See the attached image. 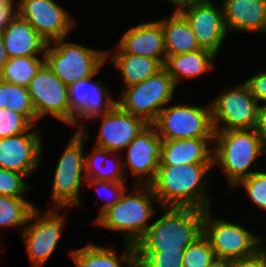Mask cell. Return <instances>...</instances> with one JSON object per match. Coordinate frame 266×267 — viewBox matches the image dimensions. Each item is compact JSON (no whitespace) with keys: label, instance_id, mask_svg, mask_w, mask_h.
Segmentation results:
<instances>
[{"label":"cell","instance_id":"obj_1","mask_svg":"<svg viewBox=\"0 0 266 267\" xmlns=\"http://www.w3.org/2000/svg\"><path fill=\"white\" fill-rule=\"evenodd\" d=\"M213 164L159 165L149 184L160 207L212 209L209 185Z\"/></svg>","mask_w":266,"mask_h":267},{"label":"cell","instance_id":"obj_2","mask_svg":"<svg viewBox=\"0 0 266 267\" xmlns=\"http://www.w3.org/2000/svg\"><path fill=\"white\" fill-rule=\"evenodd\" d=\"M160 210L163 214L135 244V252L185 250L203 234L206 210L193 207H160Z\"/></svg>","mask_w":266,"mask_h":267},{"label":"cell","instance_id":"obj_3","mask_svg":"<svg viewBox=\"0 0 266 267\" xmlns=\"http://www.w3.org/2000/svg\"><path fill=\"white\" fill-rule=\"evenodd\" d=\"M135 190L128 193V189L121 199L104 211L94 224L111 232H120L124 243L135 245L150 227V219L154 217V204L159 206L150 185H134ZM155 207V208H154Z\"/></svg>","mask_w":266,"mask_h":267},{"label":"cell","instance_id":"obj_4","mask_svg":"<svg viewBox=\"0 0 266 267\" xmlns=\"http://www.w3.org/2000/svg\"><path fill=\"white\" fill-rule=\"evenodd\" d=\"M213 167L219 166L232 188L256 171L251 170L264 156V143L255 129L214 130ZM256 161V162H255Z\"/></svg>","mask_w":266,"mask_h":267},{"label":"cell","instance_id":"obj_5","mask_svg":"<svg viewBox=\"0 0 266 267\" xmlns=\"http://www.w3.org/2000/svg\"><path fill=\"white\" fill-rule=\"evenodd\" d=\"M207 209L203 219V235L209 240L211 248L220 264L255 258L265 249V238H260L227 219L217 218Z\"/></svg>","mask_w":266,"mask_h":267},{"label":"cell","instance_id":"obj_6","mask_svg":"<svg viewBox=\"0 0 266 267\" xmlns=\"http://www.w3.org/2000/svg\"><path fill=\"white\" fill-rule=\"evenodd\" d=\"M85 129L74 131L56 162L50 194L53 208L71 209L82 205L80 191L86 182L84 143L89 137Z\"/></svg>","mask_w":266,"mask_h":267},{"label":"cell","instance_id":"obj_7","mask_svg":"<svg viewBox=\"0 0 266 267\" xmlns=\"http://www.w3.org/2000/svg\"><path fill=\"white\" fill-rule=\"evenodd\" d=\"M59 39L47 44L45 64L68 87L81 79L98 75L107 63L106 51Z\"/></svg>","mask_w":266,"mask_h":267},{"label":"cell","instance_id":"obj_8","mask_svg":"<svg viewBox=\"0 0 266 267\" xmlns=\"http://www.w3.org/2000/svg\"><path fill=\"white\" fill-rule=\"evenodd\" d=\"M176 87L172 77L163 68L141 83L122 88L117 105L152 124L160 111L171 104Z\"/></svg>","mask_w":266,"mask_h":267},{"label":"cell","instance_id":"obj_9","mask_svg":"<svg viewBox=\"0 0 266 267\" xmlns=\"http://www.w3.org/2000/svg\"><path fill=\"white\" fill-rule=\"evenodd\" d=\"M162 140L214 138L211 105L177 103L165 106L152 123Z\"/></svg>","mask_w":266,"mask_h":267},{"label":"cell","instance_id":"obj_10","mask_svg":"<svg viewBox=\"0 0 266 267\" xmlns=\"http://www.w3.org/2000/svg\"><path fill=\"white\" fill-rule=\"evenodd\" d=\"M60 211L61 208L50 207L40 212L37 206L29 216L21 236L33 267H42L59 244L67 222L66 213Z\"/></svg>","mask_w":266,"mask_h":267},{"label":"cell","instance_id":"obj_11","mask_svg":"<svg viewBox=\"0 0 266 267\" xmlns=\"http://www.w3.org/2000/svg\"><path fill=\"white\" fill-rule=\"evenodd\" d=\"M210 101L214 130L255 129L259 104L243 81Z\"/></svg>","mask_w":266,"mask_h":267},{"label":"cell","instance_id":"obj_12","mask_svg":"<svg viewBox=\"0 0 266 267\" xmlns=\"http://www.w3.org/2000/svg\"><path fill=\"white\" fill-rule=\"evenodd\" d=\"M212 0H178L175 9L186 19L199 46L216 56L228 34L222 5Z\"/></svg>","mask_w":266,"mask_h":267},{"label":"cell","instance_id":"obj_13","mask_svg":"<svg viewBox=\"0 0 266 267\" xmlns=\"http://www.w3.org/2000/svg\"><path fill=\"white\" fill-rule=\"evenodd\" d=\"M27 89L38 121L49 115L75 129L68 87L46 64L32 78Z\"/></svg>","mask_w":266,"mask_h":267},{"label":"cell","instance_id":"obj_14","mask_svg":"<svg viewBox=\"0 0 266 267\" xmlns=\"http://www.w3.org/2000/svg\"><path fill=\"white\" fill-rule=\"evenodd\" d=\"M17 13L46 41L67 38L76 27L70 11L55 0H17Z\"/></svg>","mask_w":266,"mask_h":267},{"label":"cell","instance_id":"obj_15","mask_svg":"<svg viewBox=\"0 0 266 267\" xmlns=\"http://www.w3.org/2000/svg\"><path fill=\"white\" fill-rule=\"evenodd\" d=\"M161 143L155 127L149 124L124 149L127 152L122 159L123 171L126 176L131 170L134 184L149 185L154 180L160 164Z\"/></svg>","mask_w":266,"mask_h":267},{"label":"cell","instance_id":"obj_16","mask_svg":"<svg viewBox=\"0 0 266 267\" xmlns=\"http://www.w3.org/2000/svg\"><path fill=\"white\" fill-rule=\"evenodd\" d=\"M42 134L40 129L33 126L28 132L0 139V168L23 174L27 178L34 174L43 156Z\"/></svg>","mask_w":266,"mask_h":267},{"label":"cell","instance_id":"obj_17","mask_svg":"<svg viewBox=\"0 0 266 267\" xmlns=\"http://www.w3.org/2000/svg\"><path fill=\"white\" fill-rule=\"evenodd\" d=\"M94 76L68 86L70 108L75 114V130L87 127L84 123L107 113L117 104L113 93H110L108 88H104L100 79L94 80Z\"/></svg>","mask_w":266,"mask_h":267},{"label":"cell","instance_id":"obj_18","mask_svg":"<svg viewBox=\"0 0 266 267\" xmlns=\"http://www.w3.org/2000/svg\"><path fill=\"white\" fill-rule=\"evenodd\" d=\"M98 118H101V125L95 138V147L120 154L149 125L141 117L124 111L117 104L107 113L96 116L89 122Z\"/></svg>","mask_w":266,"mask_h":267},{"label":"cell","instance_id":"obj_19","mask_svg":"<svg viewBox=\"0 0 266 267\" xmlns=\"http://www.w3.org/2000/svg\"><path fill=\"white\" fill-rule=\"evenodd\" d=\"M112 53L146 56L160 60L166 59L165 40L158 20L141 22L125 31Z\"/></svg>","mask_w":266,"mask_h":267},{"label":"cell","instance_id":"obj_20","mask_svg":"<svg viewBox=\"0 0 266 267\" xmlns=\"http://www.w3.org/2000/svg\"><path fill=\"white\" fill-rule=\"evenodd\" d=\"M228 33H266V0H220Z\"/></svg>","mask_w":266,"mask_h":267},{"label":"cell","instance_id":"obj_21","mask_svg":"<svg viewBox=\"0 0 266 267\" xmlns=\"http://www.w3.org/2000/svg\"><path fill=\"white\" fill-rule=\"evenodd\" d=\"M214 138L162 140L159 165L213 164ZM210 147V148H209Z\"/></svg>","mask_w":266,"mask_h":267},{"label":"cell","instance_id":"obj_22","mask_svg":"<svg viewBox=\"0 0 266 267\" xmlns=\"http://www.w3.org/2000/svg\"><path fill=\"white\" fill-rule=\"evenodd\" d=\"M10 58L45 55L46 41L18 13L2 31Z\"/></svg>","mask_w":266,"mask_h":267},{"label":"cell","instance_id":"obj_23","mask_svg":"<svg viewBox=\"0 0 266 267\" xmlns=\"http://www.w3.org/2000/svg\"><path fill=\"white\" fill-rule=\"evenodd\" d=\"M122 246L124 250L119 255L114 248L92 242L72 250L70 257L76 267H136L135 245L123 243Z\"/></svg>","mask_w":266,"mask_h":267},{"label":"cell","instance_id":"obj_24","mask_svg":"<svg viewBox=\"0 0 266 267\" xmlns=\"http://www.w3.org/2000/svg\"><path fill=\"white\" fill-rule=\"evenodd\" d=\"M216 57L211 51L202 48L185 54L166 55L163 66L178 86L181 80L196 79L211 72Z\"/></svg>","mask_w":266,"mask_h":267},{"label":"cell","instance_id":"obj_25","mask_svg":"<svg viewBox=\"0 0 266 267\" xmlns=\"http://www.w3.org/2000/svg\"><path fill=\"white\" fill-rule=\"evenodd\" d=\"M158 21L164 34L166 55L185 54L202 49L188 22L176 9L169 17Z\"/></svg>","mask_w":266,"mask_h":267},{"label":"cell","instance_id":"obj_26","mask_svg":"<svg viewBox=\"0 0 266 267\" xmlns=\"http://www.w3.org/2000/svg\"><path fill=\"white\" fill-rule=\"evenodd\" d=\"M122 155L93 146L90 153H85L84 166L86 179L127 182V176H125L123 171Z\"/></svg>","mask_w":266,"mask_h":267},{"label":"cell","instance_id":"obj_27","mask_svg":"<svg viewBox=\"0 0 266 267\" xmlns=\"http://www.w3.org/2000/svg\"><path fill=\"white\" fill-rule=\"evenodd\" d=\"M106 59L119 70L125 87L141 83L164 68L160 60L146 56L106 54Z\"/></svg>","mask_w":266,"mask_h":267},{"label":"cell","instance_id":"obj_28","mask_svg":"<svg viewBox=\"0 0 266 267\" xmlns=\"http://www.w3.org/2000/svg\"><path fill=\"white\" fill-rule=\"evenodd\" d=\"M35 205L26 197L0 195V229L12 227L21 234Z\"/></svg>","mask_w":266,"mask_h":267},{"label":"cell","instance_id":"obj_29","mask_svg":"<svg viewBox=\"0 0 266 267\" xmlns=\"http://www.w3.org/2000/svg\"><path fill=\"white\" fill-rule=\"evenodd\" d=\"M44 64L45 55H40V58L32 56L10 58L0 72V79L28 87L32 78Z\"/></svg>","mask_w":266,"mask_h":267},{"label":"cell","instance_id":"obj_30","mask_svg":"<svg viewBox=\"0 0 266 267\" xmlns=\"http://www.w3.org/2000/svg\"><path fill=\"white\" fill-rule=\"evenodd\" d=\"M4 107L24 115L34 126L39 123L27 87L0 79V108Z\"/></svg>","mask_w":266,"mask_h":267},{"label":"cell","instance_id":"obj_31","mask_svg":"<svg viewBox=\"0 0 266 267\" xmlns=\"http://www.w3.org/2000/svg\"><path fill=\"white\" fill-rule=\"evenodd\" d=\"M209 240L202 234L184 250L183 267H217Z\"/></svg>","mask_w":266,"mask_h":267},{"label":"cell","instance_id":"obj_32","mask_svg":"<svg viewBox=\"0 0 266 267\" xmlns=\"http://www.w3.org/2000/svg\"><path fill=\"white\" fill-rule=\"evenodd\" d=\"M136 267H183L184 250L135 252Z\"/></svg>","mask_w":266,"mask_h":267},{"label":"cell","instance_id":"obj_33","mask_svg":"<svg viewBox=\"0 0 266 267\" xmlns=\"http://www.w3.org/2000/svg\"><path fill=\"white\" fill-rule=\"evenodd\" d=\"M260 170L256 169L254 174L242 179L233 188H243L253 204L266 212V171Z\"/></svg>","mask_w":266,"mask_h":267},{"label":"cell","instance_id":"obj_34","mask_svg":"<svg viewBox=\"0 0 266 267\" xmlns=\"http://www.w3.org/2000/svg\"><path fill=\"white\" fill-rule=\"evenodd\" d=\"M85 184L88 187H94L105 203L99 209V214L95 217V220L107 209L113 207L129 188L127 182H109V181H99L94 179H86ZM106 194V195H105Z\"/></svg>","mask_w":266,"mask_h":267},{"label":"cell","instance_id":"obj_35","mask_svg":"<svg viewBox=\"0 0 266 267\" xmlns=\"http://www.w3.org/2000/svg\"><path fill=\"white\" fill-rule=\"evenodd\" d=\"M33 126L24 115L0 108V139L28 132Z\"/></svg>","mask_w":266,"mask_h":267},{"label":"cell","instance_id":"obj_36","mask_svg":"<svg viewBox=\"0 0 266 267\" xmlns=\"http://www.w3.org/2000/svg\"><path fill=\"white\" fill-rule=\"evenodd\" d=\"M23 174L0 168V195L26 197L31 186Z\"/></svg>","mask_w":266,"mask_h":267},{"label":"cell","instance_id":"obj_37","mask_svg":"<svg viewBox=\"0 0 266 267\" xmlns=\"http://www.w3.org/2000/svg\"><path fill=\"white\" fill-rule=\"evenodd\" d=\"M244 82L248 85L251 94L257 100V103L266 104V69L259 70L257 74L244 79Z\"/></svg>","mask_w":266,"mask_h":267},{"label":"cell","instance_id":"obj_38","mask_svg":"<svg viewBox=\"0 0 266 267\" xmlns=\"http://www.w3.org/2000/svg\"><path fill=\"white\" fill-rule=\"evenodd\" d=\"M226 267H266V249L255 258L243 261H232L226 263Z\"/></svg>","mask_w":266,"mask_h":267},{"label":"cell","instance_id":"obj_39","mask_svg":"<svg viewBox=\"0 0 266 267\" xmlns=\"http://www.w3.org/2000/svg\"><path fill=\"white\" fill-rule=\"evenodd\" d=\"M257 135L263 143L266 142V104H260L257 111V123L255 127Z\"/></svg>","mask_w":266,"mask_h":267},{"label":"cell","instance_id":"obj_40","mask_svg":"<svg viewBox=\"0 0 266 267\" xmlns=\"http://www.w3.org/2000/svg\"><path fill=\"white\" fill-rule=\"evenodd\" d=\"M17 8L18 6H0V32L17 15Z\"/></svg>","mask_w":266,"mask_h":267},{"label":"cell","instance_id":"obj_41","mask_svg":"<svg viewBox=\"0 0 266 267\" xmlns=\"http://www.w3.org/2000/svg\"><path fill=\"white\" fill-rule=\"evenodd\" d=\"M9 59L10 57L8 56L7 50L5 49L2 32H0V72Z\"/></svg>","mask_w":266,"mask_h":267},{"label":"cell","instance_id":"obj_42","mask_svg":"<svg viewBox=\"0 0 266 267\" xmlns=\"http://www.w3.org/2000/svg\"><path fill=\"white\" fill-rule=\"evenodd\" d=\"M0 6H18L16 0H0Z\"/></svg>","mask_w":266,"mask_h":267},{"label":"cell","instance_id":"obj_43","mask_svg":"<svg viewBox=\"0 0 266 267\" xmlns=\"http://www.w3.org/2000/svg\"><path fill=\"white\" fill-rule=\"evenodd\" d=\"M165 1H167L168 4L170 3L172 5L173 3H175L178 0H165Z\"/></svg>","mask_w":266,"mask_h":267},{"label":"cell","instance_id":"obj_44","mask_svg":"<svg viewBox=\"0 0 266 267\" xmlns=\"http://www.w3.org/2000/svg\"><path fill=\"white\" fill-rule=\"evenodd\" d=\"M264 157L266 158V142L264 143Z\"/></svg>","mask_w":266,"mask_h":267},{"label":"cell","instance_id":"obj_45","mask_svg":"<svg viewBox=\"0 0 266 267\" xmlns=\"http://www.w3.org/2000/svg\"><path fill=\"white\" fill-rule=\"evenodd\" d=\"M217 267H226V263L225 264H219Z\"/></svg>","mask_w":266,"mask_h":267}]
</instances>
